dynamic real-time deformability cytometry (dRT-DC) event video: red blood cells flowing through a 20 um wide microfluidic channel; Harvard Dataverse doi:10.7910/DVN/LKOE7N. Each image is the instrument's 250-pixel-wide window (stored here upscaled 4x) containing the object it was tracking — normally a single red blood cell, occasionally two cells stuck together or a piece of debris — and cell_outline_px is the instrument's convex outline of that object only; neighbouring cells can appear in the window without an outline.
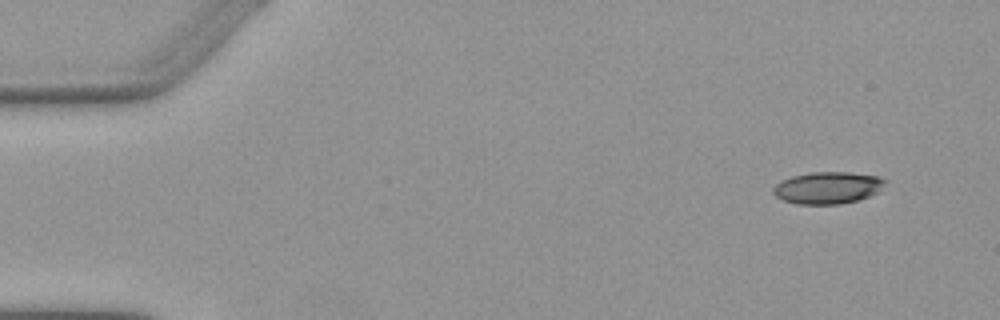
{"species": "Egyptian fruit bat (a non-hibernating species)", "species_latin": "Rousettus aegyptiacus", "temperature_condition": "warm", "stored_images_in_passage": 5, "segment_of_instrument_passage": [1, 2], "camera_frame_rate_fps": 3000, "um_per_image_px": 0.085, "animal": {"sex": "female"}, "frame": {"image": 1, "passage_image": 1, "time_ms": 0.0, "image_size_px": [1000, 320], "cell_outline_px": [[888, 180], [876, 192], [860, 200], [840, 204], [796, 204], [784, 200], [776, 196], [772, 192], [772, 188], [776, 184], [792, 176], [812, 172], [848, 172], [880, 176]], "centroid_in_image_um": [70.36, 15.96], "position_along_channel_um": 14.6, "area_um2": 20.81}}